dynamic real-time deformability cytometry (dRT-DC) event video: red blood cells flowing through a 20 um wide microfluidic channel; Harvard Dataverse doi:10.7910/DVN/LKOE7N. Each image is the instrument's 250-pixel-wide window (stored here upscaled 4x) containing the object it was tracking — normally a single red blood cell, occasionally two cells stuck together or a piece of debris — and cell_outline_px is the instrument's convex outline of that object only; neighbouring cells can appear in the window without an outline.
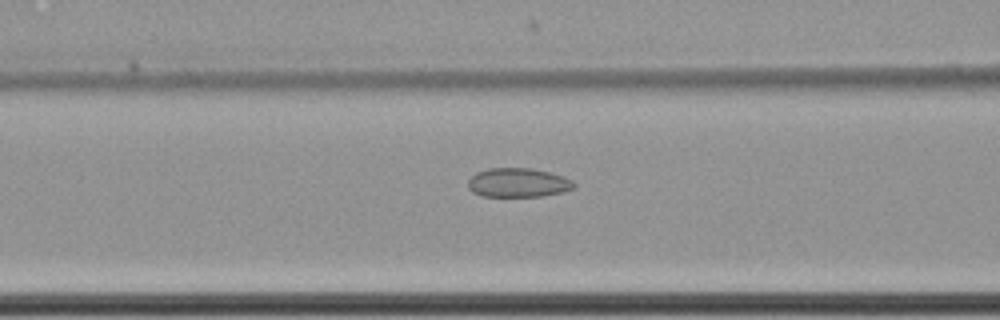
{"species": "common noctule bat (a hibernating species)", "species_latin": "Nyctalus noctula", "temperature_condition": "cold", "stored_images_in_passage": 54, "camera_frame_rate_fps": 3000, "um_per_image_px": 0.085, "animal": {"sex": "female", "body_mass_g": 22.7, "forearm_length_mm": 54.2}, "frame": {"image": 1, "passage_image": 20, "time_ms": 6.333, "image_size_px": [1000, 320], "cell_outline_px": [[576, 188], [564, 192], [540, 196], [480, 196], [472, 192], [468, 188], [468, 180], [476, 172], [488, 168], [532, 168], [548, 172], [572, 180], [576, 184]], "centroid_in_image_um": [44.02, 15.53], "position_along_channel_um": 122.6, "area_um2": 18.03}}
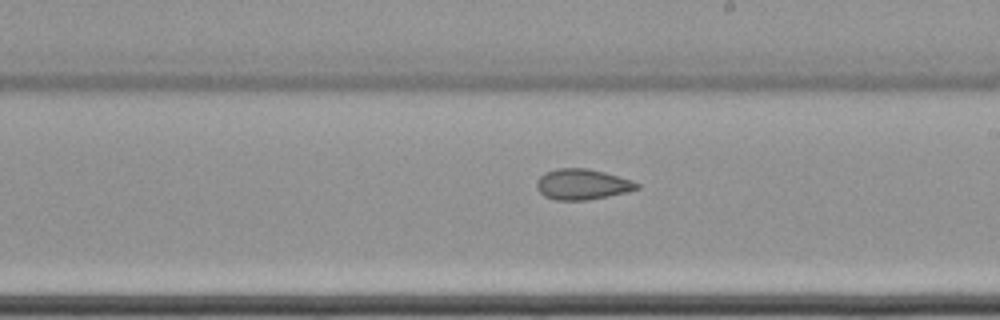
{"frame": {"image": 2, "passage_image": 30, "time_ms": 9.667, "image_size_px": [1000, 320], "cell_outline_px": [[640, 188], [628, 192], [608, 196], [584, 200], [556, 200], [544, 196], [536, 188], [536, 180], [544, 172], [556, 168], [588, 168], [604, 172], [632, 180], [640, 184]], "centroid_in_image_um": [49.48, 15.66], "position_along_channel_um": 239.5, "area_um2": 18.03}}
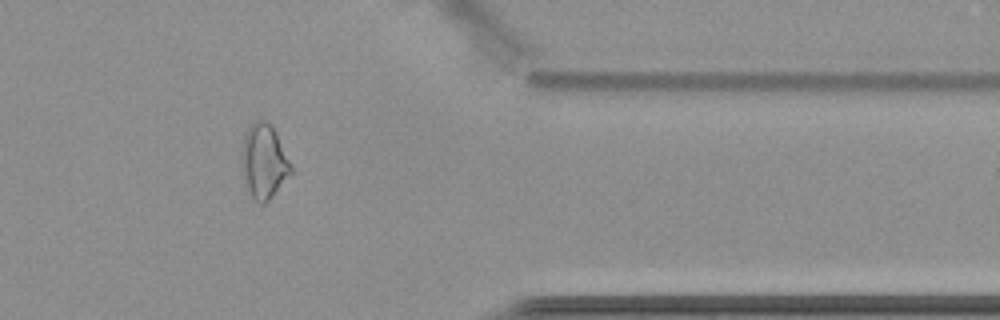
{"frame": {"image": 3, "passage_image": 44, "time_ms": 14.333, "image_size_px": [1000, 320], "cell_outline_px": [[292, 172], [268, 200], [264, 204], [260, 204], [252, 196], [248, 188], [244, 176], [240, 160], [244, 136], [248, 128], [256, 120], [264, 120], [276, 132], [292, 168]], "centroid_in_image_um": [22.41, 13.71], "position_along_channel_um": 389.0, "area_um2": 20.75}, "authors_computed_cell_mechanics": {"area_um2": 20.4034, "velocity_mm_per_s": 3.5052, "shape_relaxation_time_tau1_ms": null, "shape_relaxation_time_tau2_ms": 6.1836, "deformation_change_tau1": null, "deformation_change_tau2": 0.1181}}